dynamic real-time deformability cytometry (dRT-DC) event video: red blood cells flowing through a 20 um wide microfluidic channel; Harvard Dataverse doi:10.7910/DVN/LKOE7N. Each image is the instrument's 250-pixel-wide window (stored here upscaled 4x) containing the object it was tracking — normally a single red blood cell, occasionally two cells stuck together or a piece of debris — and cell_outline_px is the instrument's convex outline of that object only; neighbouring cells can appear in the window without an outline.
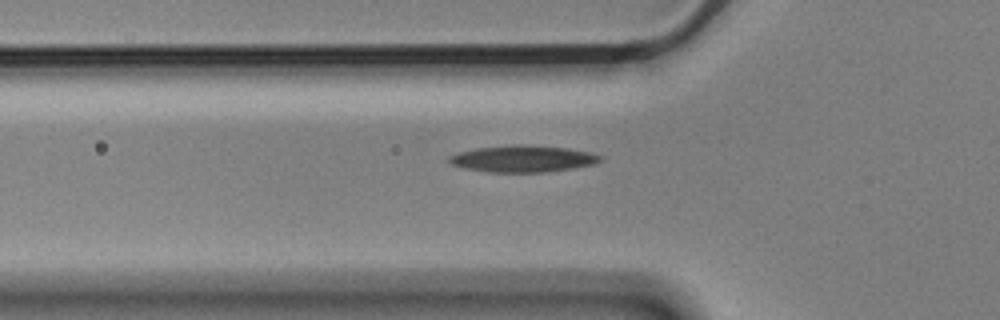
{"species": "Egyptian fruit bat (a non-hibernating species)", "species_latin": "Rousettus aegyptiacus", "temperature_condition": "cold", "stored_images_in_passage": 5, "segment_of_instrument_passage": [2, 2], "camera_frame_rate_fps": 3000, "um_per_image_px": 0.085, "animal": {"sex": "male"}, "frame": {"image": 1, "passage_image": 5, "time_ms": 1.333, "image_size_px": [1000, 320], "cell_outline_px": [[604, 156], [600, 160], [592, 164], [572, 168], [548, 172], [488, 172], [464, 168], [452, 164], [448, 160], [448, 156], [460, 152], [476, 148], [516, 144], [524, 144], [564, 148], [592, 152]], "centroid_in_image_um": [44.44, 13.49], "position_along_channel_um": 81.4, "area_um2": 23.41}}